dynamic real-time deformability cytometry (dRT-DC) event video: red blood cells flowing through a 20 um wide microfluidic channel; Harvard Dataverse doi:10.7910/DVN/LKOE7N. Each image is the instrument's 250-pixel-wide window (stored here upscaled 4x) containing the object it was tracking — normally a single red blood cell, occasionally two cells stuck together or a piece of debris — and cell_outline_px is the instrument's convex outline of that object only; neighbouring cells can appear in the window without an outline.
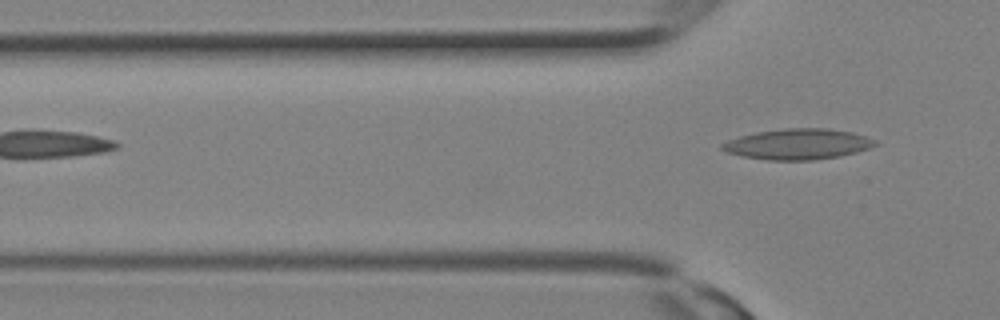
{"species": "Egyptian fruit bat (a non-hibernating species)", "species_latin": "Rousettus aegyptiacus", "temperature_condition": "room temperature", "stored_images_in_passage": 6, "segment_of_instrument_passage": [2, 2], "camera_frame_rate_fps": 3000, "um_per_image_px": 0.085, "animal": {"sex": "female"}, "frame": {"image": 1, "passage_image": 6, "time_ms": 1.667, "image_size_px": [1000, 320], "cell_outline_px": [[880, 144], [856, 152], [840, 156], [812, 160], [768, 160], [744, 156], [728, 152], [720, 148], [720, 144], [728, 140], [740, 136], [756, 132], [784, 128], [828, 128], [852, 132], [876, 140]], "centroid_in_image_um": [67.83, 12.24], "position_along_channel_um": 58.0, "area_um2": 27.28}}